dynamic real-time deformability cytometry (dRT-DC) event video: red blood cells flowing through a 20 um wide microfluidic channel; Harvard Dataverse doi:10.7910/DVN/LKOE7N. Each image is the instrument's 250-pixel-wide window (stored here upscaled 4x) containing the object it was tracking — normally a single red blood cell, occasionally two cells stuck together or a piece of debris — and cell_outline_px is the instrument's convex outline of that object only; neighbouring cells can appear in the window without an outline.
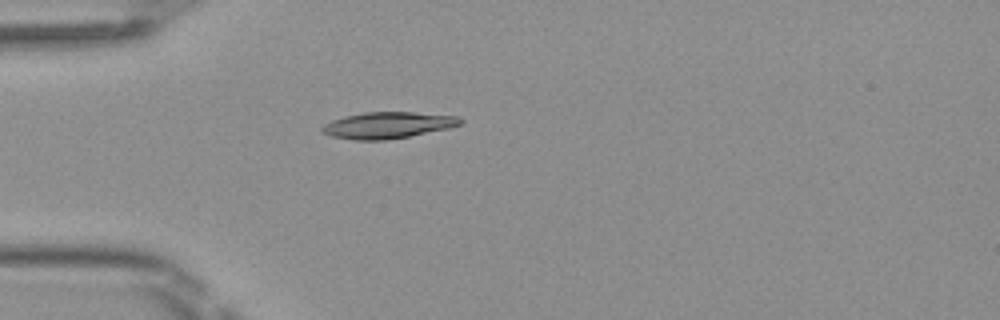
{"species": "Egyptian fruit bat (a non-hibernating species)", "species_latin": "Rousettus aegyptiacus", "temperature_condition": "room temperature", "stored_images_in_passage": 45, "camera_frame_rate_fps": 3000, "um_per_image_px": 0.085, "frame": {"image": 1, "passage_image": 13, "time_ms": 4.0, "image_size_px": [1000, 320], "cell_outline_px": [[432, 128], [404, 136], [344, 136], [356, 116], [380, 112], [396, 112], [428, 116]], "centroid_in_image_um": [33.0, 10.59], "position_along_channel_um": 52.0, "area_um2": 12.14}}
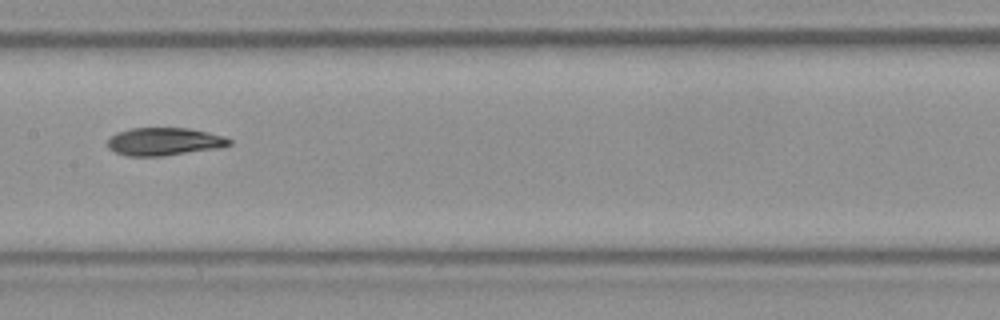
{"frame": {"image": 2, "passage_image": 24, "time_ms": 7.667, "image_size_px": [1000, 320], "cell_outline_px": [[228, 140], [224, 144], [172, 152], [128, 152], [132, 132], [152, 128], [168, 128], [196, 132]], "centroid_in_image_um": [14.47, 11.95], "position_along_channel_um": 192.9, "area_um2": 12.6}}
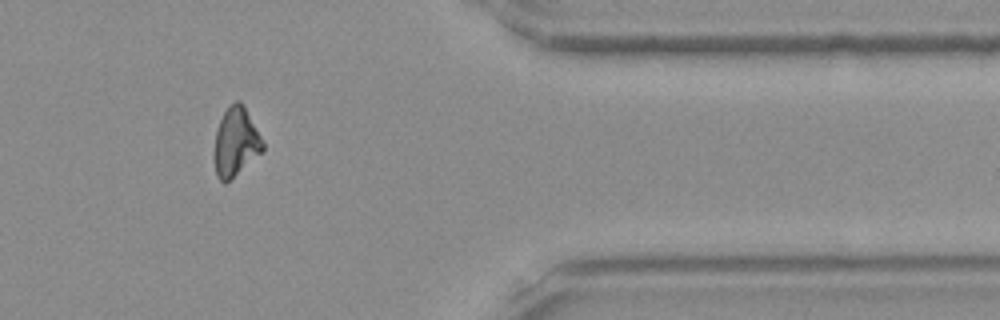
{"frame": {"image": 3, "passage_image": 40, "time_ms": 13.0, "image_size_px": [1000, 320], "cell_outline_px": [[260, 148], [232, 176], [224, 180], [216, 168], [216, 140], [240, 104], [260, 144]], "centroid_in_image_um": [20.02, 12.3], "position_along_channel_um": 391.4, "area_um2": 14.05}}